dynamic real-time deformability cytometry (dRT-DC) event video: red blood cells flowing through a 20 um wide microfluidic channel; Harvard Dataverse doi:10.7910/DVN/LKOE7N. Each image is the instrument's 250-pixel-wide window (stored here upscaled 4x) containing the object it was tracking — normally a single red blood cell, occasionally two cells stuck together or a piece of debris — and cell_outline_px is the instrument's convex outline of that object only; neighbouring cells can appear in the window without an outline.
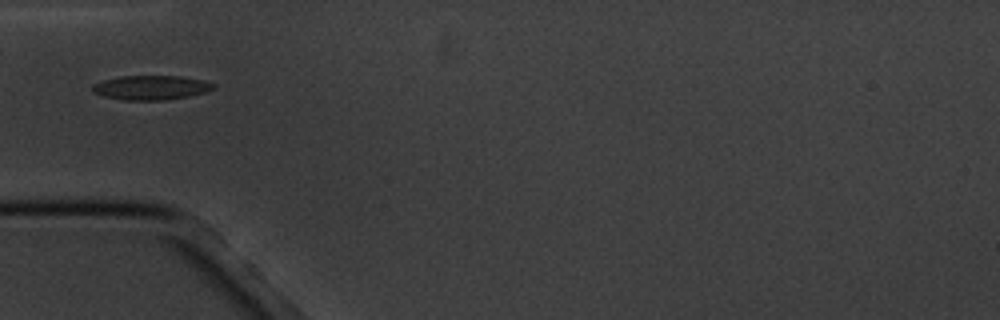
{"species": "common noctule bat (a hibernating species)", "species_latin": "Nyctalus noctula", "temperature_condition": "cold", "stored_images_in_passage": 10, "camera_frame_rate_fps": 3000, "um_per_image_px": 0.085, "animal": {"sex": "male", "body_mass_g": 20.1, "forearm_length_mm": 53.5}, "frame": {"image": 1, "passage_image": 5, "time_ms": 4.667, "image_size_px": [1000, 320], "cell_outline_px": [[216, 88], [204, 92], [188, 96], [164, 100], [124, 100], [104, 96], [92, 92], [92, 84], [104, 80], [120, 76], [180, 76], [200, 80], [216, 84]], "centroid_in_image_um": [12.81, 7.44], "position_along_channel_um": 72.2, "area_um2": 17.05}}
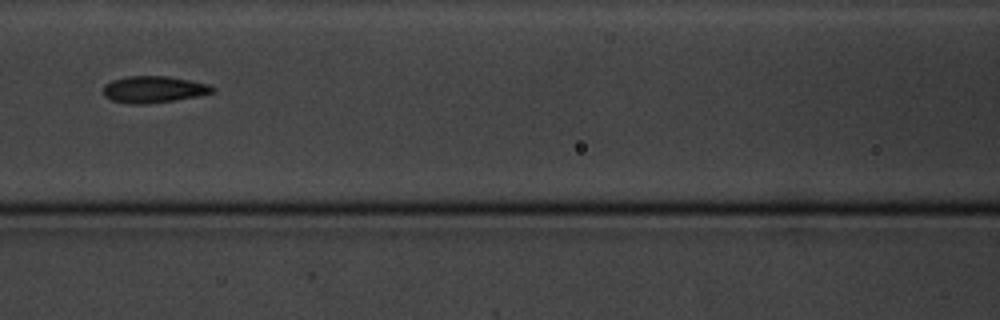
{"frame": {"image": 2, "passage_image": 7, "time_ms": 7.0, "image_size_px": [1000, 320], "cell_outline_px": [[216, 88], [212, 92], [196, 96], [176, 100], [144, 104], [128, 104], [112, 100], [104, 96], [104, 84], [112, 80], [128, 76], [168, 76], [212, 84]], "centroid_in_image_um": [13.07, 7.59], "position_along_channel_um": 153.5, "area_um2": 17.05}}
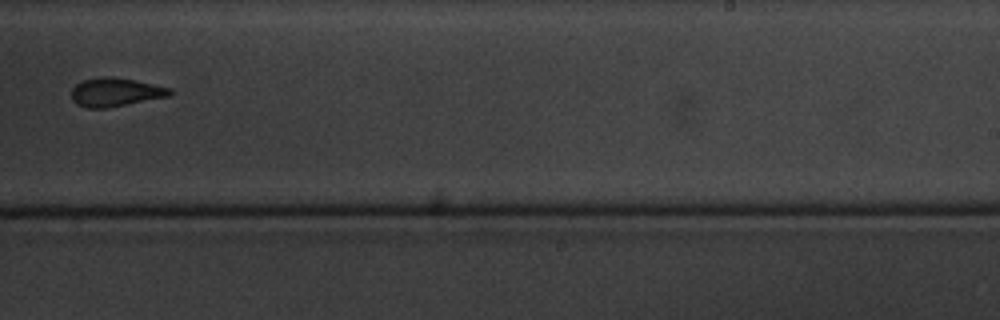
{"frame": {"image": 3, "passage_image": 10, "time_ms": 10.667, "image_size_px": [1000, 320], "cell_outline_px": [[176, 92], [168, 96], [108, 108], [88, 108], [76, 104], [72, 100], [72, 88], [76, 84], [84, 80], [104, 76], [108, 76], [132, 80], [172, 88]], "centroid_in_image_um": [9.82, 7.84], "position_along_channel_um": 279.2, "area_um2": 16.3}}